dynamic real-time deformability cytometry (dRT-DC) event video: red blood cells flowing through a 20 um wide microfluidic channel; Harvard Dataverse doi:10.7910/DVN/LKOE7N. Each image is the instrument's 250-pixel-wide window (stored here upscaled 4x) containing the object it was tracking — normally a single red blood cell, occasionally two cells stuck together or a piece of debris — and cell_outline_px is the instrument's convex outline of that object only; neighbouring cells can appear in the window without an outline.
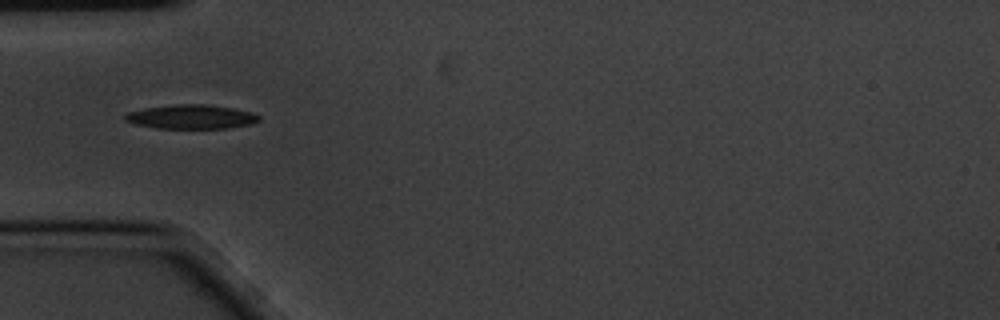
{"species": "common noctule bat (a hibernating species)", "species_latin": "Nyctalus noctula", "temperature_condition": "cold", "stored_images_in_passage": 7, "camera_frame_rate_fps": 3000, "um_per_image_px": 0.085, "animal": {"sex": "male", "body_mass_g": 20.1, "forearm_length_mm": 53.5}, "frame": {"image": 1, "passage_image": 2, "time_ms": 0.333, "image_size_px": [1000, 320], "cell_outline_px": [[260, 120], [252, 124], [228, 128], [156, 128], [136, 124], [124, 120], [124, 116], [128, 112], [144, 108], [172, 104], [204, 104], [232, 108], [252, 112], [260, 116]], "centroid_in_image_um": [16.26, 9.92], "position_along_channel_um": 68.7, "area_um2": 18.84}}
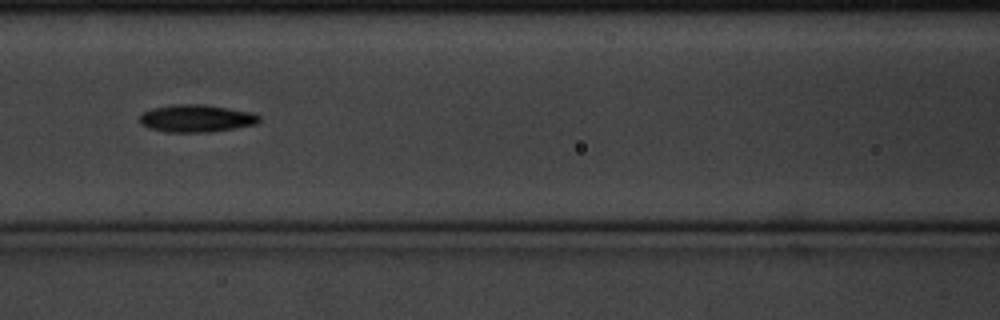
{"frame": {"image": 2, "passage_image": 4, "time_ms": 1.0, "image_size_px": [1000, 320], "cell_outline_px": [[260, 120], [256, 124], [208, 132], [164, 132], [148, 128], [140, 124], [140, 116], [144, 112], [156, 108], [176, 104], [204, 104], [252, 112], [260, 116]], "centroid_in_image_um": [16.68, 10.06], "position_along_channel_um": 149.9, "area_um2": 18.96}}
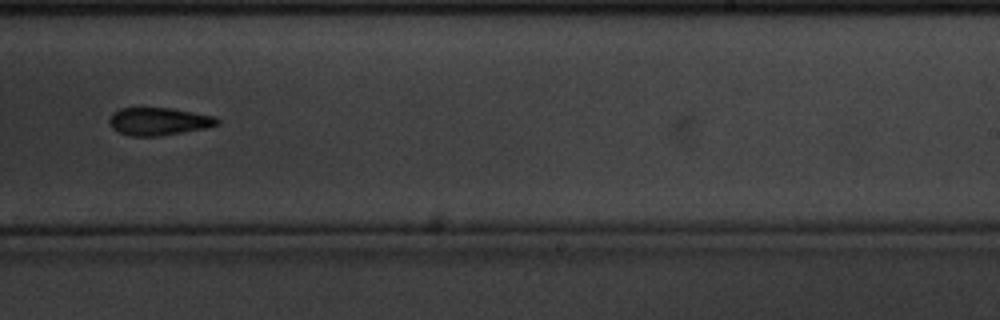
{"frame": {"image": 3, "passage_image": 7, "time_ms": 2.0, "image_size_px": [1000, 320], "cell_outline_px": [[220, 124], [208, 128], [160, 136], [132, 136], [120, 132], [112, 128], [108, 124], [108, 120], [112, 112], [120, 108], [172, 108], [216, 116], [220, 120]], "centroid_in_image_um": [13.52, 10.32], "position_along_channel_um": 275.5, "area_um2": 17.69}}